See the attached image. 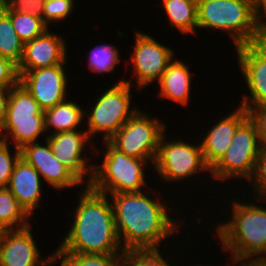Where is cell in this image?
Wrapping results in <instances>:
<instances>
[{
	"label": "cell",
	"instance_id": "6da1fadb",
	"mask_svg": "<svg viewBox=\"0 0 266 266\" xmlns=\"http://www.w3.org/2000/svg\"><path fill=\"white\" fill-rule=\"evenodd\" d=\"M145 192L110 194L116 229L124 251L159 249L169 235L180 231L179 223L171 218L169 207L163 202L165 200L158 196L154 200L153 196H149L152 191Z\"/></svg>",
	"mask_w": 266,
	"mask_h": 266
},
{
	"label": "cell",
	"instance_id": "7a4b0ae2",
	"mask_svg": "<svg viewBox=\"0 0 266 266\" xmlns=\"http://www.w3.org/2000/svg\"><path fill=\"white\" fill-rule=\"evenodd\" d=\"M81 190L71 229L55 253L123 255L110 199L90 186Z\"/></svg>",
	"mask_w": 266,
	"mask_h": 266
},
{
	"label": "cell",
	"instance_id": "3957f363",
	"mask_svg": "<svg viewBox=\"0 0 266 266\" xmlns=\"http://www.w3.org/2000/svg\"><path fill=\"white\" fill-rule=\"evenodd\" d=\"M233 201L232 215L216 227V234L230 257H266V206Z\"/></svg>",
	"mask_w": 266,
	"mask_h": 266
},
{
	"label": "cell",
	"instance_id": "277c9868",
	"mask_svg": "<svg viewBox=\"0 0 266 266\" xmlns=\"http://www.w3.org/2000/svg\"><path fill=\"white\" fill-rule=\"evenodd\" d=\"M197 28L228 32L235 48L264 40L253 0H197Z\"/></svg>",
	"mask_w": 266,
	"mask_h": 266
},
{
	"label": "cell",
	"instance_id": "5b68a950",
	"mask_svg": "<svg viewBox=\"0 0 266 266\" xmlns=\"http://www.w3.org/2000/svg\"><path fill=\"white\" fill-rule=\"evenodd\" d=\"M103 162L94 165L92 182L94 191L109 195L115 193L142 192L145 181V166L148 161L128 156L109 141L103 142ZM143 189V190H142Z\"/></svg>",
	"mask_w": 266,
	"mask_h": 266
},
{
	"label": "cell",
	"instance_id": "8992f818",
	"mask_svg": "<svg viewBox=\"0 0 266 266\" xmlns=\"http://www.w3.org/2000/svg\"><path fill=\"white\" fill-rule=\"evenodd\" d=\"M43 109L27 89L18 83L10 89L7 102L6 121L0 131V140L13 142L14 147L37 142L44 134Z\"/></svg>",
	"mask_w": 266,
	"mask_h": 266
},
{
	"label": "cell",
	"instance_id": "52a82bcc",
	"mask_svg": "<svg viewBox=\"0 0 266 266\" xmlns=\"http://www.w3.org/2000/svg\"><path fill=\"white\" fill-rule=\"evenodd\" d=\"M132 86L134 84L129 80H118L103 94L98 95L93 108L84 117L87 118L86 131L91 139L102 133L104 141H108L138 111L134 106L133 109L130 108Z\"/></svg>",
	"mask_w": 266,
	"mask_h": 266
},
{
	"label": "cell",
	"instance_id": "ba28073f",
	"mask_svg": "<svg viewBox=\"0 0 266 266\" xmlns=\"http://www.w3.org/2000/svg\"><path fill=\"white\" fill-rule=\"evenodd\" d=\"M261 150L257 127L248 116L237 128L232 142L220 161L211 169L214 181L252 179Z\"/></svg>",
	"mask_w": 266,
	"mask_h": 266
},
{
	"label": "cell",
	"instance_id": "9c48e42d",
	"mask_svg": "<svg viewBox=\"0 0 266 266\" xmlns=\"http://www.w3.org/2000/svg\"><path fill=\"white\" fill-rule=\"evenodd\" d=\"M166 126L162 120L148 117L147 113L138 109L108 141L124 154L154 165Z\"/></svg>",
	"mask_w": 266,
	"mask_h": 266
},
{
	"label": "cell",
	"instance_id": "30bf717a",
	"mask_svg": "<svg viewBox=\"0 0 266 266\" xmlns=\"http://www.w3.org/2000/svg\"><path fill=\"white\" fill-rule=\"evenodd\" d=\"M165 135L164 132L160 139L153 167L164 182H181L200 172L210 174L211 169L204 161L200 141L196 145L178 139L167 141Z\"/></svg>",
	"mask_w": 266,
	"mask_h": 266
},
{
	"label": "cell",
	"instance_id": "8fae6325",
	"mask_svg": "<svg viewBox=\"0 0 266 266\" xmlns=\"http://www.w3.org/2000/svg\"><path fill=\"white\" fill-rule=\"evenodd\" d=\"M135 31V45L130 61L133 74L136 78L137 89L146 88L147 85L160 80L168 64L174 59V50L160 44L152 36L141 31Z\"/></svg>",
	"mask_w": 266,
	"mask_h": 266
},
{
	"label": "cell",
	"instance_id": "7c38bea8",
	"mask_svg": "<svg viewBox=\"0 0 266 266\" xmlns=\"http://www.w3.org/2000/svg\"><path fill=\"white\" fill-rule=\"evenodd\" d=\"M235 51L251 96H243L239 105L248 112L266 106V40L236 47Z\"/></svg>",
	"mask_w": 266,
	"mask_h": 266
},
{
	"label": "cell",
	"instance_id": "4fadbf2b",
	"mask_svg": "<svg viewBox=\"0 0 266 266\" xmlns=\"http://www.w3.org/2000/svg\"><path fill=\"white\" fill-rule=\"evenodd\" d=\"M64 66L65 64H58L28 72H18L19 83L27 89L43 110L56 106L68 96V78Z\"/></svg>",
	"mask_w": 266,
	"mask_h": 266
},
{
	"label": "cell",
	"instance_id": "5bb4252c",
	"mask_svg": "<svg viewBox=\"0 0 266 266\" xmlns=\"http://www.w3.org/2000/svg\"><path fill=\"white\" fill-rule=\"evenodd\" d=\"M66 131L53 135H46L49 146L57 159L86 186L92 182L94 164L89 163L88 157L82 155L89 141H92L87 131ZM88 142V143H87ZM87 143V144H86ZM85 175L88 177L85 180ZM86 181V183H85Z\"/></svg>",
	"mask_w": 266,
	"mask_h": 266
},
{
	"label": "cell",
	"instance_id": "9a60e30c",
	"mask_svg": "<svg viewBox=\"0 0 266 266\" xmlns=\"http://www.w3.org/2000/svg\"><path fill=\"white\" fill-rule=\"evenodd\" d=\"M30 227L0 231V266H51L56 262L55 252L40 257Z\"/></svg>",
	"mask_w": 266,
	"mask_h": 266
},
{
	"label": "cell",
	"instance_id": "2e32d148",
	"mask_svg": "<svg viewBox=\"0 0 266 266\" xmlns=\"http://www.w3.org/2000/svg\"><path fill=\"white\" fill-rule=\"evenodd\" d=\"M46 145L37 142L29 143L20 149L21 158L33 166L42 177V180L58 190L70 189L83 183L61 163L53 154L48 140Z\"/></svg>",
	"mask_w": 266,
	"mask_h": 266
},
{
	"label": "cell",
	"instance_id": "e0dca14e",
	"mask_svg": "<svg viewBox=\"0 0 266 266\" xmlns=\"http://www.w3.org/2000/svg\"><path fill=\"white\" fill-rule=\"evenodd\" d=\"M65 42L64 38L51 30H46L42 35L26 42L22 59L17 66L18 72L66 64L68 50Z\"/></svg>",
	"mask_w": 266,
	"mask_h": 266
},
{
	"label": "cell",
	"instance_id": "ac0fdd59",
	"mask_svg": "<svg viewBox=\"0 0 266 266\" xmlns=\"http://www.w3.org/2000/svg\"><path fill=\"white\" fill-rule=\"evenodd\" d=\"M248 116V111L239 105L232 113H228V116L222 117L218 123L209 127L200 144L204 161L210 169L225 155L235 131Z\"/></svg>",
	"mask_w": 266,
	"mask_h": 266
},
{
	"label": "cell",
	"instance_id": "d6986e66",
	"mask_svg": "<svg viewBox=\"0 0 266 266\" xmlns=\"http://www.w3.org/2000/svg\"><path fill=\"white\" fill-rule=\"evenodd\" d=\"M39 172L22 158L16 163L10 177L8 190L31 216L41 203L42 182Z\"/></svg>",
	"mask_w": 266,
	"mask_h": 266
},
{
	"label": "cell",
	"instance_id": "ffe728a7",
	"mask_svg": "<svg viewBox=\"0 0 266 266\" xmlns=\"http://www.w3.org/2000/svg\"><path fill=\"white\" fill-rule=\"evenodd\" d=\"M191 74L186 62L174 57L157 82L160 87L159 98L169 99L184 106L188 105L191 95Z\"/></svg>",
	"mask_w": 266,
	"mask_h": 266
},
{
	"label": "cell",
	"instance_id": "44dd1931",
	"mask_svg": "<svg viewBox=\"0 0 266 266\" xmlns=\"http://www.w3.org/2000/svg\"><path fill=\"white\" fill-rule=\"evenodd\" d=\"M79 106L74 101L64 100L54 107L43 110L45 130L50 133L47 135L76 130L88 113Z\"/></svg>",
	"mask_w": 266,
	"mask_h": 266
},
{
	"label": "cell",
	"instance_id": "7402d4cb",
	"mask_svg": "<svg viewBox=\"0 0 266 266\" xmlns=\"http://www.w3.org/2000/svg\"><path fill=\"white\" fill-rule=\"evenodd\" d=\"M169 24L181 33L191 35L197 31V0H162Z\"/></svg>",
	"mask_w": 266,
	"mask_h": 266
},
{
	"label": "cell",
	"instance_id": "603a6c76",
	"mask_svg": "<svg viewBox=\"0 0 266 266\" xmlns=\"http://www.w3.org/2000/svg\"><path fill=\"white\" fill-rule=\"evenodd\" d=\"M29 217L8 188H0V231L27 228L31 226Z\"/></svg>",
	"mask_w": 266,
	"mask_h": 266
},
{
	"label": "cell",
	"instance_id": "cb8c5ba5",
	"mask_svg": "<svg viewBox=\"0 0 266 266\" xmlns=\"http://www.w3.org/2000/svg\"><path fill=\"white\" fill-rule=\"evenodd\" d=\"M24 43L17 35L10 16L0 11V56L11 60L17 66L23 55Z\"/></svg>",
	"mask_w": 266,
	"mask_h": 266
},
{
	"label": "cell",
	"instance_id": "d4e9b609",
	"mask_svg": "<svg viewBox=\"0 0 266 266\" xmlns=\"http://www.w3.org/2000/svg\"><path fill=\"white\" fill-rule=\"evenodd\" d=\"M5 12L10 16L13 27L24 44L49 30V27L40 17L22 12Z\"/></svg>",
	"mask_w": 266,
	"mask_h": 266
},
{
	"label": "cell",
	"instance_id": "484cf974",
	"mask_svg": "<svg viewBox=\"0 0 266 266\" xmlns=\"http://www.w3.org/2000/svg\"><path fill=\"white\" fill-rule=\"evenodd\" d=\"M88 67L91 72L98 74L113 73L120 61L119 50L110 44H101L89 52Z\"/></svg>",
	"mask_w": 266,
	"mask_h": 266
},
{
	"label": "cell",
	"instance_id": "4316f807",
	"mask_svg": "<svg viewBox=\"0 0 266 266\" xmlns=\"http://www.w3.org/2000/svg\"><path fill=\"white\" fill-rule=\"evenodd\" d=\"M122 256L55 253V261L60 259V266H122Z\"/></svg>",
	"mask_w": 266,
	"mask_h": 266
},
{
	"label": "cell",
	"instance_id": "83f0119b",
	"mask_svg": "<svg viewBox=\"0 0 266 266\" xmlns=\"http://www.w3.org/2000/svg\"><path fill=\"white\" fill-rule=\"evenodd\" d=\"M160 249L127 250L122 256V266H171ZM173 266V265H172Z\"/></svg>",
	"mask_w": 266,
	"mask_h": 266
},
{
	"label": "cell",
	"instance_id": "f1b7e54d",
	"mask_svg": "<svg viewBox=\"0 0 266 266\" xmlns=\"http://www.w3.org/2000/svg\"><path fill=\"white\" fill-rule=\"evenodd\" d=\"M74 0H45L43 7V22L51 26V22L65 20L74 9ZM50 23V24H49Z\"/></svg>",
	"mask_w": 266,
	"mask_h": 266
},
{
	"label": "cell",
	"instance_id": "f546056e",
	"mask_svg": "<svg viewBox=\"0 0 266 266\" xmlns=\"http://www.w3.org/2000/svg\"><path fill=\"white\" fill-rule=\"evenodd\" d=\"M14 151V154L11 152ZM10 150V144L0 140V188H7L16 163L21 158L20 149ZM13 156V157H12Z\"/></svg>",
	"mask_w": 266,
	"mask_h": 266
},
{
	"label": "cell",
	"instance_id": "4dcf8cb0",
	"mask_svg": "<svg viewBox=\"0 0 266 266\" xmlns=\"http://www.w3.org/2000/svg\"><path fill=\"white\" fill-rule=\"evenodd\" d=\"M253 194H255V200L257 203H266V147L261 146V150L257 159L256 168L252 179ZM254 183V184H253ZM255 191V192H254ZM257 198V199H256Z\"/></svg>",
	"mask_w": 266,
	"mask_h": 266
},
{
	"label": "cell",
	"instance_id": "1f68e13d",
	"mask_svg": "<svg viewBox=\"0 0 266 266\" xmlns=\"http://www.w3.org/2000/svg\"><path fill=\"white\" fill-rule=\"evenodd\" d=\"M45 0H2L4 11L28 13L42 18Z\"/></svg>",
	"mask_w": 266,
	"mask_h": 266
},
{
	"label": "cell",
	"instance_id": "d6a6232c",
	"mask_svg": "<svg viewBox=\"0 0 266 266\" xmlns=\"http://www.w3.org/2000/svg\"><path fill=\"white\" fill-rule=\"evenodd\" d=\"M19 78L17 65L0 56V86L11 89L19 83Z\"/></svg>",
	"mask_w": 266,
	"mask_h": 266
},
{
	"label": "cell",
	"instance_id": "836d02e7",
	"mask_svg": "<svg viewBox=\"0 0 266 266\" xmlns=\"http://www.w3.org/2000/svg\"><path fill=\"white\" fill-rule=\"evenodd\" d=\"M248 114L257 127L261 146L266 147V106L254 107L248 112Z\"/></svg>",
	"mask_w": 266,
	"mask_h": 266
},
{
	"label": "cell",
	"instance_id": "e575fe53",
	"mask_svg": "<svg viewBox=\"0 0 266 266\" xmlns=\"http://www.w3.org/2000/svg\"><path fill=\"white\" fill-rule=\"evenodd\" d=\"M231 259L233 260L232 264L228 263L227 266H233L234 264L239 266H266V257H231Z\"/></svg>",
	"mask_w": 266,
	"mask_h": 266
},
{
	"label": "cell",
	"instance_id": "d590c367",
	"mask_svg": "<svg viewBox=\"0 0 266 266\" xmlns=\"http://www.w3.org/2000/svg\"><path fill=\"white\" fill-rule=\"evenodd\" d=\"M10 88L0 86V131L6 121V111Z\"/></svg>",
	"mask_w": 266,
	"mask_h": 266
},
{
	"label": "cell",
	"instance_id": "8d00e7d4",
	"mask_svg": "<svg viewBox=\"0 0 266 266\" xmlns=\"http://www.w3.org/2000/svg\"><path fill=\"white\" fill-rule=\"evenodd\" d=\"M253 1H254V11H255L257 21L265 28L266 27V19H265L266 18V0H253Z\"/></svg>",
	"mask_w": 266,
	"mask_h": 266
},
{
	"label": "cell",
	"instance_id": "74e56055",
	"mask_svg": "<svg viewBox=\"0 0 266 266\" xmlns=\"http://www.w3.org/2000/svg\"><path fill=\"white\" fill-rule=\"evenodd\" d=\"M264 40H266V27L264 28Z\"/></svg>",
	"mask_w": 266,
	"mask_h": 266
},
{
	"label": "cell",
	"instance_id": "f35d334b",
	"mask_svg": "<svg viewBox=\"0 0 266 266\" xmlns=\"http://www.w3.org/2000/svg\"><path fill=\"white\" fill-rule=\"evenodd\" d=\"M2 10V2L0 1V11Z\"/></svg>",
	"mask_w": 266,
	"mask_h": 266
}]
</instances>
